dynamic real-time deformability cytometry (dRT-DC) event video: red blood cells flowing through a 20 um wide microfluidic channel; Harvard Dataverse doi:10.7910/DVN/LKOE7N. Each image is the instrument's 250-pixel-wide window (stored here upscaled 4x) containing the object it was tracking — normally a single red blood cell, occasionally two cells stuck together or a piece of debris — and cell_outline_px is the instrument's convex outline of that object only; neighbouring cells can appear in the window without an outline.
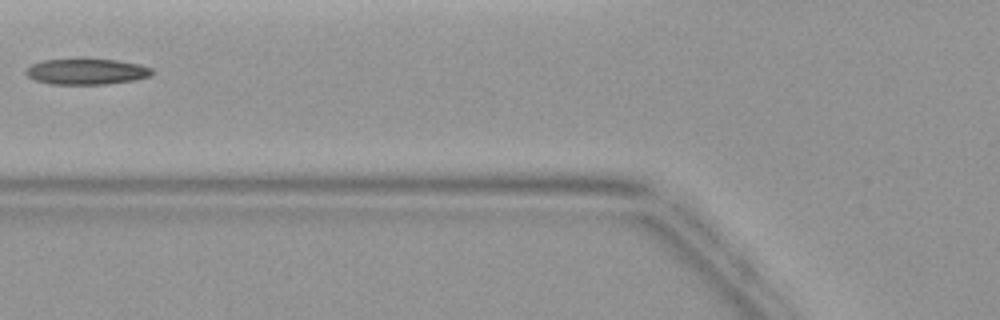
{"species": "common noctule bat (a hibernating species)", "species_latin": "Nyctalus noctula", "temperature_condition": "warm", "stored_images_in_passage": 4, "camera_frame_rate_fps": 3000, "um_per_image_px": 0.085, "animal": {"sex": "female", "body_mass_g": 19.9}, "frame": {"image": 1, "passage_image": 4, "time_ms": 4.667, "image_size_px": [1000, 320], "cell_outline_px": [[152, 72], [148, 76], [132, 80], [104, 84], [48, 84], [36, 80], [28, 76], [24, 72], [32, 64], [40, 60], [84, 56], [116, 60], [140, 64], [152, 68]], "centroid_in_image_um": [7.29, 6.03], "position_along_channel_um": 118.5, "area_um2": 19.65}}